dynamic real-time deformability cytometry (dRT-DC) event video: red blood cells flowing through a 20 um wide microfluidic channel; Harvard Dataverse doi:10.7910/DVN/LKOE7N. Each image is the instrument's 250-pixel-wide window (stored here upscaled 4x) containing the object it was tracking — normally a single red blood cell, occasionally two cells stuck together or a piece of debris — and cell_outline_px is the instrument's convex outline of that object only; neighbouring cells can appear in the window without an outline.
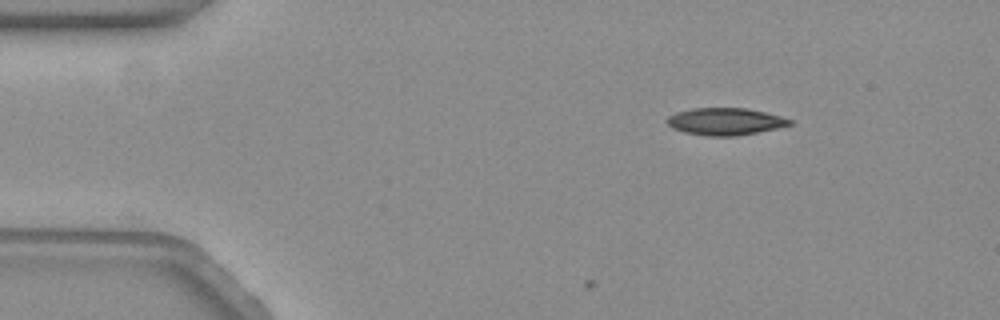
{"species": "common noctule bat (a hibernating species)", "species_latin": "Nyctalus noctula", "temperature_condition": "warm", "stored_images_in_passage": 4, "camera_frame_rate_fps": 3000, "um_per_image_px": 0.085, "animal": {"sex": "female", "body_mass_g": 19.3, "forearm_length_mm": 54.1}, "frame": {"image": 1, "passage_image": 1, "time_ms": 0.0, "image_size_px": [1000, 320], "cell_outline_px": [[792, 124], [776, 128], [736, 136], [708, 136], [684, 132], [672, 128], [664, 120], [668, 116], [676, 112], [692, 108], [748, 108], [780, 116], [792, 120]], "centroid_in_image_um": [61.59, 10.32], "position_along_channel_um": 23.4, "area_um2": 19.36}}